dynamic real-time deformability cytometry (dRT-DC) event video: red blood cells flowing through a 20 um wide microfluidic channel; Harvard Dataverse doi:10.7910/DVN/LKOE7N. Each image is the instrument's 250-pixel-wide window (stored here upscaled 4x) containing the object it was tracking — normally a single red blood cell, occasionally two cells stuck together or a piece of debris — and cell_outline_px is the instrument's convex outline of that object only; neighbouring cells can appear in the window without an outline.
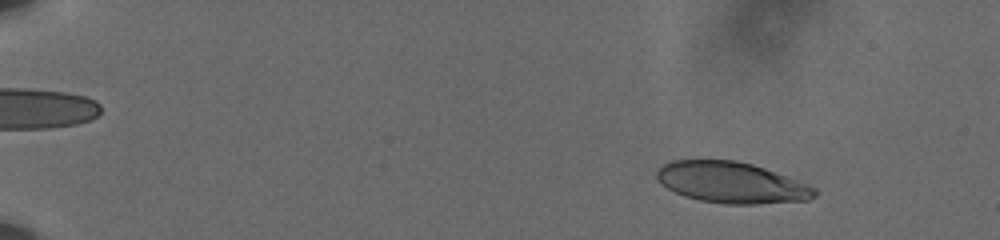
{"species": "human", "species_latin": "Homo sapiens", "temperature_condition": "cold", "stored_images_in_passage": 59, "camera_frame_rate_fps": 3000, "um_per_image_px": 0.085, "donor": {"sex": "male"}, "frame": {"image": 1, "passage_image": 8, "time_ms": 2.333, "image_size_px": [1000, 240], "cell_outline_px": [[816, 196], [808, 200], [756, 204], [724, 204], [700, 200], [684, 196], [668, 188], [656, 180], [656, 168], [660, 164], [672, 160], [736, 160], [752, 164], [764, 168], [808, 184], [816, 188]], "centroid_in_image_um": [62.14, 15.51], "position_along_channel_um": 22.9, "area_um2": 37.92}}
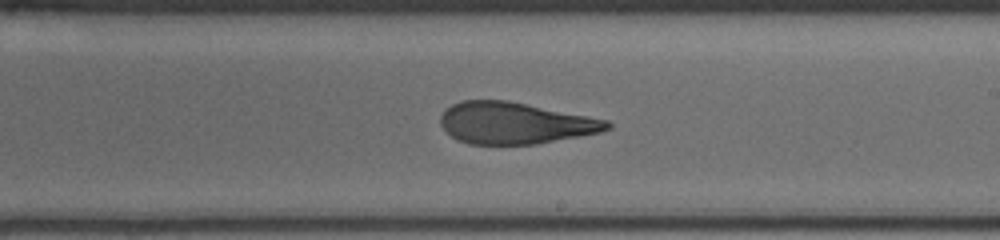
{"frame": {"image": 2, "passage_image": 38, "time_ms": 12.333, "image_size_px": [1000, 240], "cell_outline_px": [[612, 128], [600, 132], [580, 136], [536, 144], [468, 144], [456, 140], [440, 124], [440, 116], [444, 108], [460, 100], [508, 100], [608, 120], [612, 124]], "centroid_in_image_um": [43.75, 10.45], "position_along_channel_um": 245.3, "area_um2": 40.52}}
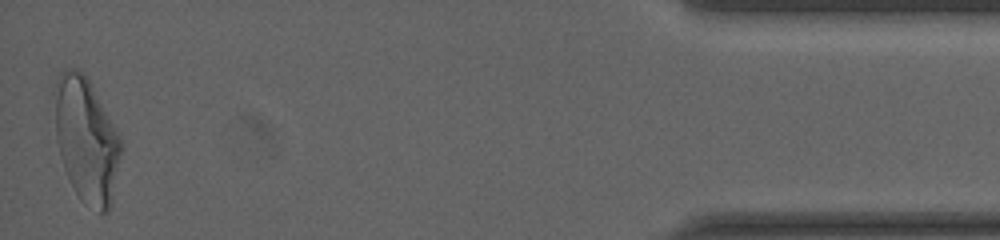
{"frame": {"image": 3, "passage_image": 59, "time_ms": 19.333, "image_size_px": [1000, 240], "cell_outline_px": [[124, 148], [112, 200], [108, 212], [100, 212], [84, 204], [80, 200], [64, 168], [60, 156], [56, 140], [52, 92], [56, 76], [64, 68], [72, 68], [84, 72], [120, 136]], "centroid_in_image_um": [7.32, 11.86], "position_along_channel_um": 427.9, "area_um2": 49.01}, "authors_computed_cell_mechanics": {"area_um2": 41.0958, "velocity_mm_per_s": 3.6043, "shape_relaxation_time_tau1_ms": 6.8662, "shape_relaxation_time_tau2_ms": 1.7804, "deformation_change_tau1": 0.2205, "deformation_change_tau2": 0.1199}}